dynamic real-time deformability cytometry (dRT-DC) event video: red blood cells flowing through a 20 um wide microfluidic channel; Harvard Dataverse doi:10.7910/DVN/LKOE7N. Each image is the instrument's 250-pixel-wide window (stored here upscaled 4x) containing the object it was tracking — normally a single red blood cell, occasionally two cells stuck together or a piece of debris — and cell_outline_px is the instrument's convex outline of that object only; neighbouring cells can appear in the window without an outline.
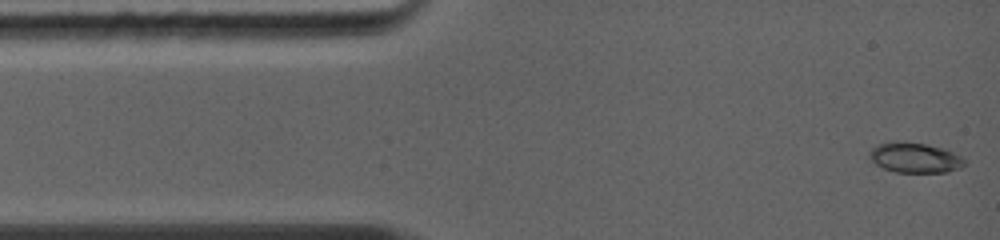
{"species": "common noctule bat (a hibernating species)", "species_latin": "Nyctalus noctula", "temperature_condition": "warm", "stored_images_in_passage": 45, "camera_frame_rate_fps": 5000, "um_per_image_px": 0.085, "animal": {"sex": "female", "body_mass_g": 19.0, "forearm_length_mm": 56.7}, "frame": {"image": 1, "passage_image": 1, "time_ms": 0.0, "image_size_px": [1000, 240], "cell_outline_px": [[964, 164], [960, 168], [948, 172], [896, 172], [884, 168], [876, 164], [868, 156], [868, 152], [872, 148], [880, 144], [892, 140], [924, 144], [944, 148], [960, 156], [964, 160]], "centroid_in_image_um": [77.74, 13.4], "position_along_channel_um": 7.3, "area_um2": 16.59}}
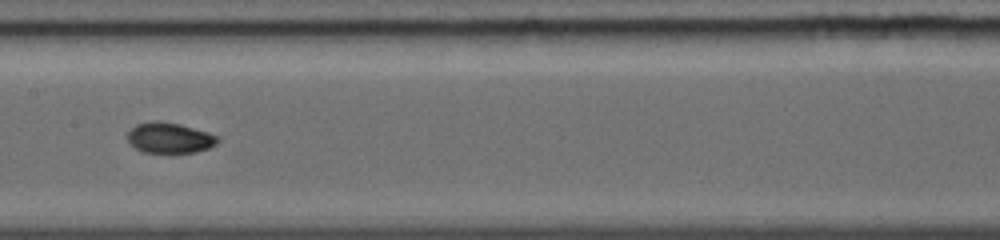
{"frame": {"image": 2, "passage_image": 15, "time_ms": 5.8, "image_size_px": [1000, 240], "cell_outline_px": [[220, 140], [216, 144], [208, 148], [196, 152], [144, 152], [128, 144], [128, 132], [136, 124], [152, 120], [160, 120], [180, 124], [208, 132], [220, 136]], "centroid_in_image_um": [14.42, 11.7], "position_along_channel_um": 193.0, "area_um2": 16.18}}
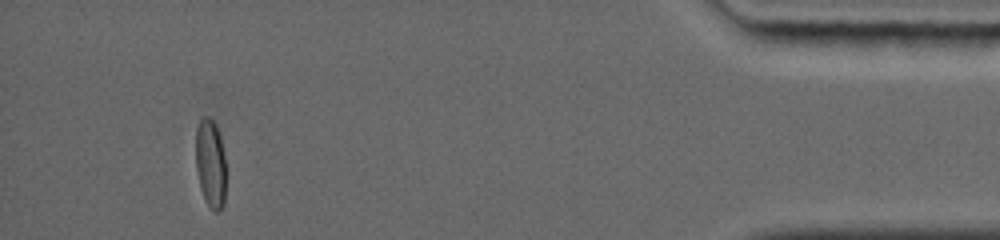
{"frame": {"image": 3, "passage_image": 35, "time_ms": 12.6, "image_size_px": [1000, 240], "cell_outline_px": [[228, 172], [224, 204], [216, 212], [208, 204], [200, 188], [196, 168], [196, 128], [200, 120], [204, 116], [208, 116], [216, 124], [220, 136], [228, 168]], "centroid_in_image_um": [17.94, 13.88], "position_along_channel_um": 417.3, "area_um2": 16.13}, "authors_computed_cell_mechanics": {"area_um2": 16.184, "velocity_mm_per_s": 4.438, "shape_relaxation_time_tau1_ms": 4.678, "shape_relaxation_time_tau2_ms": 0.8932, "deformation_change_tau1": 0.1634, "deformation_change_tau2": 0.0273}}